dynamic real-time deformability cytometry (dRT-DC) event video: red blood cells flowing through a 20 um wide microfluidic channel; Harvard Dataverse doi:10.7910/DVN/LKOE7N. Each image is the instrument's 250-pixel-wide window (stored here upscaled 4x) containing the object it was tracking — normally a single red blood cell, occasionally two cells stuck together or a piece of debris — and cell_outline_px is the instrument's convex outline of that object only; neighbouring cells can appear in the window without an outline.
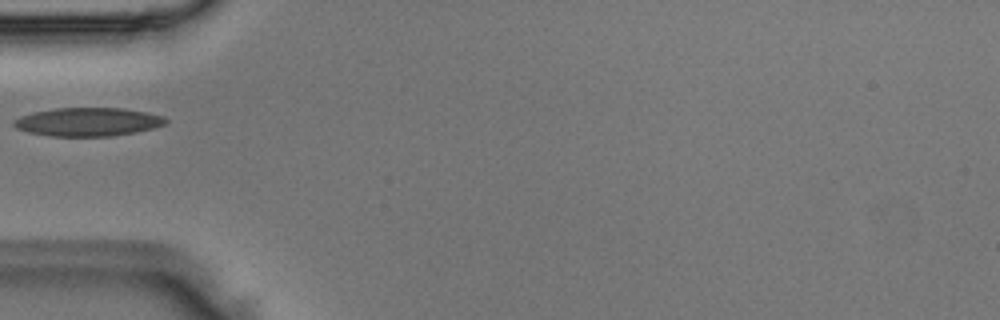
{"species": "Egyptian fruit bat (a non-hibernating species)", "species_latin": "Rousettus aegyptiacus", "temperature_condition": "room temperature", "stored_images_in_passage": 1, "camera_frame_rate_fps": 3000, "um_per_image_px": 0.085, "animal": {"sex": "male"}, "frame": {"image": 1, "passage_image": 1, "time_ms": 0.0, "image_size_px": [1000, 320], "cell_outline_px": [[168, 124], [136, 132], [112, 136], [52, 136], [28, 132], [16, 128], [12, 124], [12, 120], [20, 116], [32, 112], [56, 108], [124, 108], [148, 112], [164, 116], [168, 120]], "centroid_in_image_um": [7.49, 10.35], "position_along_channel_um": 77.5, "area_um2": 25.43}}